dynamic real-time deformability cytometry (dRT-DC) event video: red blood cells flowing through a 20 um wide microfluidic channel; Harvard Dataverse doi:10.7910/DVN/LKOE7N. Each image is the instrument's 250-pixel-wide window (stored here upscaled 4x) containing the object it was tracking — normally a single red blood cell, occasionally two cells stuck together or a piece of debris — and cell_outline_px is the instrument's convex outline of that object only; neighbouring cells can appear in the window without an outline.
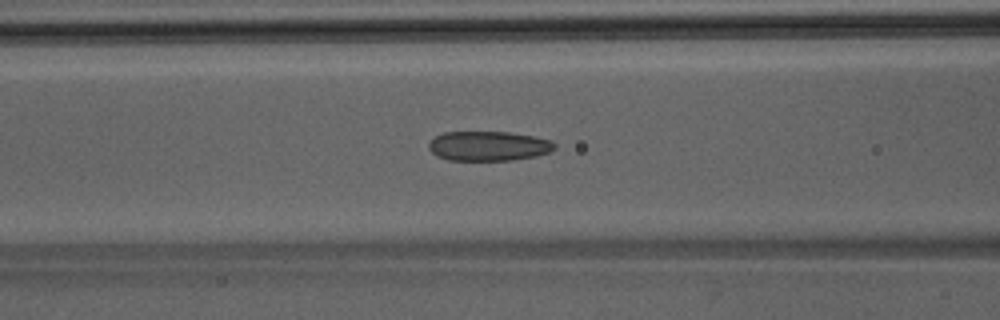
{"species": "Egyptian fruit bat (a non-hibernating species)", "species_latin": "Rousettus aegyptiacus", "temperature_condition": "room temperature", "stored_images_in_passage": 46, "camera_frame_rate_fps": 3000, "um_per_image_px": 0.085, "animal": {"sex": "male"}, "frame": {"image": 1, "passage_image": 18, "time_ms": 5.667, "image_size_px": [1000, 320], "cell_outline_px": [[556, 148], [548, 152], [536, 156], [512, 160], [448, 160], [436, 156], [428, 148], [428, 144], [436, 136], [444, 132], [508, 132], [536, 136], [552, 140], [556, 144]], "centroid_in_image_um": [41.54, 12.41], "position_along_channel_um": 125.1, "area_um2": 21.85}}
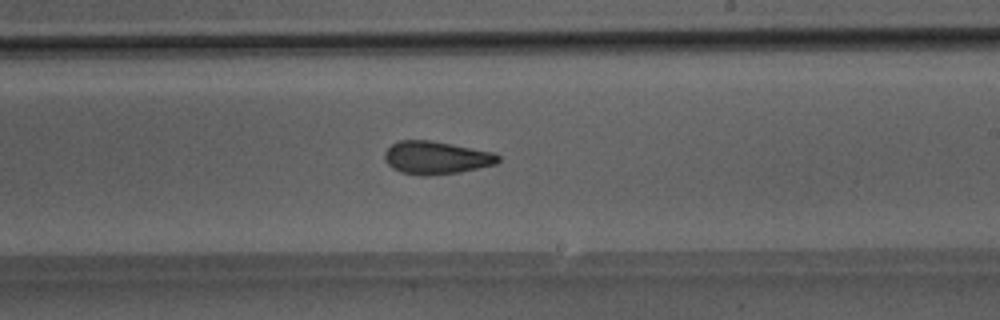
{"frame": {"image": 2, "passage_image": 27, "time_ms": 8.667, "image_size_px": [1000, 320], "cell_outline_px": [[500, 160], [496, 164], [460, 172], [424, 176], [400, 172], [392, 168], [384, 160], [384, 152], [392, 144], [400, 140], [432, 140], [492, 152], [500, 156]], "centroid_in_image_um": [37.05, 13.4], "position_along_channel_um": 251.9, "area_um2": 21.79}}
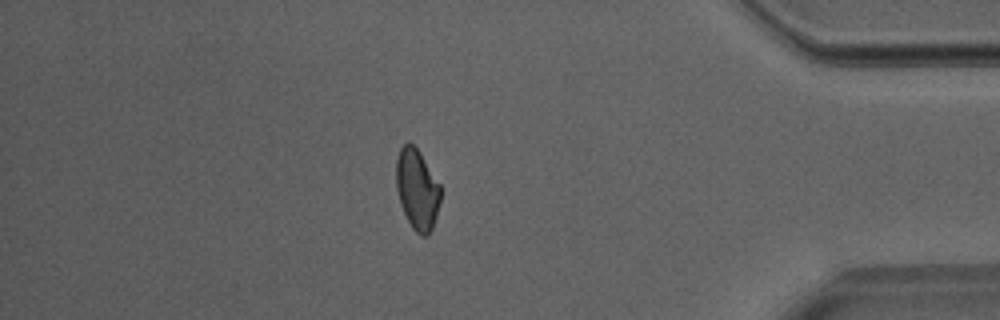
{"frame": {"image": 3, "passage_image": 40, "time_ms": 13.0, "image_size_px": [1000, 320], "cell_outline_px": [[440, 200], [436, 216], [432, 228], [428, 236], [420, 236], [412, 228], [400, 204], [396, 188], [396, 160], [400, 148], [408, 140], [420, 152], [440, 184]], "centroid_in_image_um": [35.44, 16.09], "position_along_channel_um": 399.8, "area_um2": 20.87}}